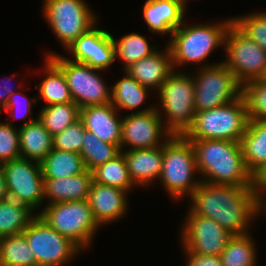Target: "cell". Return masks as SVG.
Returning a JSON list of instances; mask_svg holds the SVG:
<instances>
[{
    "mask_svg": "<svg viewBox=\"0 0 266 266\" xmlns=\"http://www.w3.org/2000/svg\"><path fill=\"white\" fill-rule=\"evenodd\" d=\"M119 111L111 104L80 108V119L89 132L99 140L117 145L121 149L122 118Z\"/></svg>",
    "mask_w": 266,
    "mask_h": 266,
    "instance_id": "cell-18",
    "label": "cell"
},
{
    "mask_svg": "<svg viewBox=\"0 0 266 266\" xmlns=\"http://www.w3.org/2000/svg\"><path fill=\"white\" fill-rule=\"evenodd\" d=\"M15 76L13 74V76H11L10 78H8L7 80L11 82V78L13 79ZM1 81H4L3 86H1L0 84V107L2 109V111L5 109L6 104L8 102L9 96L15 92L16 90L13 89L10 84H7V81L5 79H2ZM6 81V82H5Z\"/></svg>",
    "mask_w": 266,
    "mask_h": 266,
    "instance_id": "cell-42",
    "label": "cell"
},
{
    "mask_svg": "<svg viewBox=\"0 0 266 266\" xmlns=\"http://www.w3.org/2000/svg\"><path fill=\"white\" fill-rule=\"evenodd\" d=\"M36 257V266H64L81 249L51 228L38 214L22 232Z\"/></svg>",
    "mask_w": 266,
    "mask_h": 266,
    "instance_id": "cell-11",
    "label": "cell"
},
{
    "mask_svg": "<svg viewBox=\"0 0 266 266\" xmlns=\"http://www.w3.org/2000/svg\"><path fill=\"white\" fill-rule=\"evenodd\" d=\"M194 148L184 136L172 135L163 145L160 182L172 199L190 196L201 183ZM195 177V178H194ZM194 178V179H193Z\"/></svg>",
    "mask_w": 266,
    "mask_h": 266,
    "instance_id": "cell-4",
    "label": "cell"
},
{
    "mask_svg": "<svg viewBox=\"0 0 266 266\" xmlns=\"http://www.w3.org/2000/svg\"><path fill=\"white\" fill-rule=\"evenodd\" d=\"M8 199V192L6 188V181L3 169L0 165V201Z\"/></svg>",
    "mask_w": 266,
    "mask_h": 266,
    "instance_id": "cell-43",
    "label": "cell"
},
{
    "mask_svg": "<svg viewBox=\"0 0 266 266\" xmlns=\"http://www.w3.org/2000/svg\"><path fill=\"white\" fill-rule=\"evenodd\" d=\"M173 1H176L178 3H180L185 9H187V2H189V0H173Z\"/></svg>",
    "mask_w": 266,
    "mask_h": 266,
    "instance_id": "cell-45",
    "label": "cell"
},
{
    "mask_svg": "<svg viewBox=\"0 0 266 266\" xmlns=\"http://www.w3.org/2000/svg\"><path fill=\"white\" fill-rule=\"evenodd\" d=\"M44 65L46 77L35 86L38 97L46 102L44 106L74 102L63 71L49 57Z\"/></svg>",
    "mask_w": 266,
    "mask_h": 266,
    "instance_id": "cell-26",
    "label": "cell"
},
{
    "mask_svg": "<svg viewBox=\"0 0 266 266\" xmlns=\"http://www.w3.org/2000/svg\"><path fill=\"white\" fill-rule=\"evenodd\" d=\"M248 14L232 17L233 24L266 52V12Z\"/></svg>",
    "mask_w": 266,
    "mask_h": 266,
    "instance_id": "cell-36",
    "label": "cell"
},
{
    "mask_svg": "<svg viewBox=\"0 0 266 266\" xmlns=\"http://www.w3.org/2000/svg\"><path fill=\"white\" fill-rule=\"evenodd\" d=\"M249 118L243 96L222 106L196 112L192 126L183 135L188 140L223 139L240 142Z\"/></svg>",
    "mask_w": 266,
    "mask_h": 266,
    "instance_id": "cell-6",
    "label": "cell"
},
{
    "mask_svg": "<svg viewBox=\"0 0 266 266\" xmlns=\"http://www.w3.org/2000/svg\"><path fill=\"white\" fill-rule=\"evenodd\" d=\"M66 50L71 55L68 59L102 71L116 60L112 34L95 26L79 36Z\"/></svg>",
    "mask_w": 266,
    "mask_h": 266,
    "instance_id": "cell-16",
    "label": "cell"
},
{
    "mask_svg": "<svg viewBox=\"0 0 266 266\" xmlns=\"http://www.w3.org/2000/svg\"><path fill=\"white\" fill-rule=\"evenodd\" d=\"M21 157L19 132L12 122H0V165Z\"/></svg>",
    "mask_w": 266,
    "mask_h": 266,
    "instance_id": "cell-38",
    "label": "cell"
},
{
    "mask_svg": "<svg viewBox=\"0 0 266 266\" xmlns=\"http://www.w3.org/2000/svg\"><path fill=\"white\" fill-rule=\"evenodd\" d=\"M259 213H265L266 214V196L260 201V209Z\"/></svg>",
    "mask_w": 266,
    "mask_h": 266,
    "instance_id": "cell-44",
    "label": "cell"
},
{
    "mask_svg": "<svg viewBox=\"0 0 266 266\" xmlns=\"http://www.w3.org/2000/svg\"><path fill=\"white\" fill-rule=\"evenodd\" d=\"M37 118L54 136L80 119V107L75 102L44 106Z\"/></svg>",
    "mask_w": 266,
    "mask_h": 266,
    "instance_id": "cell-30",
    "label": "cell"
},
{
    "mask_svg": "<svg viewBox=\"0 0 266 266\" xmlns=\"http://www.w3.org/2000/svg\"><path fill=\"white\" fill-rule=\"evenodd\" d=\"M251 234L233 235L219 255L222 266H256L257 249Z\"/></svg>",
    "mask_w": 266,
    "mask_h": 266,
    "instance_id": "cell-32",
    "label": "cell"
},
{
    "mask_svg": "<svg viewBox=\"0 0 266 266\" xmlns=\"http://www.w3.org/2000/svg\"><path fill=\"white\" fill-rule=\"evenodd\" d=\"M127 193L118 187L92 181L87 200L100 226L116 222L125 215L128 208Z\"/></svg>",
    "mask_w": 266,
    "mask_h": 266,
    "instance_id": "cell-17",
    "label": "cell"
},
{
    "mask_svg": "<svg viewBox=\"0 0 266 266\" xmlns=\"http://www.w3.org/2000/svg\"><path fill=\"white\" fill-rule=\"evenodd\" d=\"M89 170L69 177L44 178V198L47 204L88 199L92 183Z\"/></svg>",
    "mask_w": 266,
    "mask_h": 266,
    "instance_id": "cell-22",
    "label": "cell"
},
{
    "mask_svg": "<svg viewBox=\"0 0 266 266\" xmlns=\"http://www.w3.org/2000/svg\"><path fill=\"white\" fill-rule=\"evenodd\" d=\"M223 50L226 60L221 62L232 71L242 86L260 79L266 67V52L233 23L226 33Z\"/></svg>",
    "mask_w": 266,
    "mask_h": 266,
    "instance_id": "cell-12",
    "label": "cell"
},
{
    "mask_svg": "<svg viewBox=\"0 0 266 266\" xmlns=\"http://www.w3.org/2000/svg\"><path fill=\"white\" fill-rule=\"evenodd\" d=\"M91 173L92 179L96 183L118 187L128 192L135 186L129 176L127 164L122 152L113 159L93 169Z\"/></svg>",
    "mask_w": 266,
    "mask_h": 266,
    "instance_id": "cell-33",
    "label": "cell"
},
{
    "mask_svg": "<svg viewBox=\"0 0 266 266\" xmlns=\"http://www.w3.org/2000/svg\"><path fill=\"white\" fill-rule=\"evenodd\" d=\"M124 155L129 176L137 186L146 188L159 180L163 162V146L151 149L121 151Z\"/></svg>",
    "mask_w": 266,
    "mask_h": 266,
    "instance_id": "cell-21",
    "label": "cell"
},
{
    "mask_svg": "<svg viewBox=\"0 0 266 266\" xmlns=\"http://www.w3.org/2000/svg\"><path fill=\"white\" fill-rule=\"evenodd\" d=\"M37 214L82 251L89 248L100 227L87 199L45 204V208Z\"/></svg>",
    "mask_w": 266,
    "mask_h": 266,
    "instance_id": "cell-7",
    "label": "cell"
},
{
    "mask_svg": "<svg viewBox=\"0 0 266 266\" xmlns=\"http://www.w3.org/2000/svg\"><path fill=\"white\" fill-rule=\"evenodd\" d=\"M20 97L22 99H20ZM37 101H38V99L36 97L31 98V100H30V98L28 96H26L24 93H22V92L20 93L19 91H15L9 96V99H8V102L6 104L4 111L9 114V117L12 116L13 120L26 119V118H28L27 115L29 114V115H31L29 117V121H35L37 119L32 117L31 107L35 106ZM21 104H23V105H21Z\"/></svg>",
    "mask_w": 266,
    "mask_h": 266,
    "instance_id": "cell-39",
    "label": "cell"
},
{
    "mask_svg": "<svg viewBox=\"0 0 266 266\" xmlns=\"http://www.w3.org/2000/svg\"><path fill=\"white\" fill-rule=\"evenodd\" d=\"M154 52L151 56L140 59L132 64L125 71L142 86L149 89L161 88L163 82L174 71L172 64V54L170 48L165 46V50Z\"/></svg>",
    "mask_w": 266,
    "mask_h": 266,
    "instance_id": "cell-19",
    "label": "cell"
},
{
    "mask_svg": "<svg viewBox=\"0 0 266 266\" xmlns=\"http://www.w3.org/2000/svg\"><path fill=\"white\" fill-rule=\"evenodd\" d=\"M240 145L246 167L252 174L266 163V120H249Z\"/></svg>",
    "mask_w": 266,
    "mask_h": 266,
    "instance_id": "cell-25",
    "label": "cell"
},
{
    "mask_svg": "<svg viewBox=\"0 0 266 266\" xmlns=\"http://www.w3.org/2000/svg\"><path fill=\"white\" fill-rule=\"evenodd\" d=\"M171 137L156 109L122 117L121 151L160 147Z\"/></svg>",
    "mask_w": 266,
    "mask_h": 266,
    "instance_id": "cell-15",
    "label": "cell"
},
{
    "mask_svg": "<svg viewBox=\"0 0 266 266\" xmlns=\"http://www.w3.org/2000/svg\"><path fill=\"white\" fill-rule=\"evenodd\" d=\"M251 189L260 202L266 195V163L251 174ZM265 191V192H264Z\"/></svg>",
    "mask_w": 266,
    "mask_h": 266,
    "instance_id": "cell-40",
    "label": "cell"
},
{
    "mask_svg": "<svg viewBox=\"0 0 266 266\" xmlns=\"http://www.w3.org/2000/svg\"><path fill=\"white\" fill-rule=\"evenodd\" d=\"M120 152L121 149L117 145L99 140L95 134L85 130L80 155L86 170L92 171L113 159Z\"/></svg>",
    "mask_w": 266,
    "mask_h": 266,
    "instance_id": "cell-34",
    "label": "cell"
},
{
    "mask_svg": "<svg viewBox=\"0 0 266 266\" xmlns=\"http://www.w3.org/2000/svg\"><path fill=\"white\" fill-rule=\"evenodd\" d=\"M201 66L192 74L195 112L222 106L242 96V85L222 62Z\"/></svg>",
    "mask_w": 266,
    "mask_h": 266,
    "instance_id": "cell-8",
    "label": "cell"
},
{
    "mask_svg": "<svg viewBox=\"0 0 266 266\" xmlns=\"http://www.w3.org/2000/svg\"><path fill=\"white\" fill-rule=\"evenodd\" d=\"M203 183L251 186L240 142L223 139L190 140Z\"/></svg>",
    "mask_w": 266,
    "mask_h": 266,
    "instance_id": "cell-2",
    "label": "cell"
},
{
    "mask_svg": "<svg viewBox=\"0 0 266 266\" xmlns=\"http://www.w3.org/2000/svg\"><path fill=\"white\" fill-rule=\"evenodd\" d=\"M249 120H266V82L253 80L242 86Z\"/></svg>",
    "mask_w": 266,
    "mask_h": 266,
    "instance_id": "cell-35",
    "label": "cell"
},
{
    "mask_svg": "<svg viewBox=\"0 0 266 266\" xmlns=\"http://www.w3.org/2000/svg\"><path fill=\"white\" fill-rule=\"evenodd\" d=\"M112 40L115 48V59H119L123 63V71L140 59L151 56L158 48L148 43L146 37L139 33H128L119 40L115 39L112 34ZM157 48V49H156Z\"/></svg>",
    "mask_w": 266,
    "mask_h": 266,
    "instance_id": "cell-29",
    "label": "cell"
},
{
    "mask_svg": "<svg viewBox=\"0 0 266 266\" xmlns=\"http://www.w3.org/2000/svg\"><path fill=\"white\" fill-rule=\"evenodd\" d=\"M189 212L215 220L232 235L250 233L260 202L251 186H235L201 182L190 195Z\"/></svg>",
    "mask_w": 266,
    "mask_h": 266,
    "instance_id": "cell-1",
    "label": "cell"
},
{
    "mask_svg": "<svg viewBox=\"0 0 266 266\" xmlns=\"http://www.w3.org/2000/svg\"><path fill=\"white\" fill-rule=\"evenodd\" d=\"M185 72L174 70L157 91L161 107L159 108V105L157 107L156 104V110L165 128L177 136H183L188 131L196 114L193 76Z\"/></svg>",
    "mask_w": 266,
    "mask_h": 266,
    "instance_id": "cell-5",
    "label": "cell"
},
{
    "mask_svg": "<svg viewBox=\"0 0 266 266\" xmlns=\"http://www.w3.org/2000/svg\"><path fill=\"white\" fill-rule=\"evenodd\" d=\"M111 86V104L120 112L121 110H131L132 113H143L156 109V105L147 106L138 111L140 106L145 103L148 91L151 90L142 86L136 79L124 71V77ZM135 110V111H133Z\"/></svg>",
    "mask_w": 266,
    "mask_h": 266,
    "instance_id": "cell-24",
    "label": "cell"
},
{
    "mask_svg": "<svg viewBox=\"0 0 266 266\" xmlns=\"http://www.w3.org/2000/svg\"><path fill=\"white\" fill-rule=\"evenodd\" d=\"M84 0H43V16L67 49L97 24L96 15Z\"/></svg>",
    "mask_w": 266,
    "mask_h": 266,
    "instance_id": "cell-10",
    "label": "cell"
},
{
    "mask_svg": "<svg viewBox=\"0 0 266 266\" xmlns=\"http://www.w3.org/2000/svg\"><path fill=\"white\" fill-rule=\"evenodd\" d=\"M181 232V245L185 253L219 256L233 236L215 220L188 214Z\"/></svg>",
    "mask_w": 266,
    "mask_h": 266,
    "instance_id": "cell-14",
    "label": "cell"
},
{
    "mask_svg": "<svg viewBox=\"0 0 266 266\" xmlns=\"http://www.w3.org/2000/svg\"><path fill=\"white\" fill-rule=\"evenodd\" d=\"M85 130L82 120L79 119L61 133L53 136V149L80 153Z\"/></svg>",
    "mask_w": 266,
    "mask_h": 266,
    "instance_id": "cell-37",
    "label": "cell"
},
{
    "mask_svg": "<svg viewBox=\"0 0 266 266\" xmlns=\"http://www.w3.org/2000/svg\"><path fill=\"white\" fill-rule=\"evenodd\" d=\"M232 17L210 24H193L187 26L185 20L173 31L167 44L172 54V64L177 71L182 65L203 63L213 50L224 48V40ZM179 65V66H178ZM177 67V68H176Z\"/></svg>",
    "mask_w": 266,
    "mask_h": 266,
    "instance_id": "cell-3",
    "label": "cell"
},
{
    "mask_svg": "<svg viewBox=\"0 0 266 266\" xmlns=\"http://www.w3.org/2000/svg\"><path fill=\"white\" fill-rule=\"evenodd\" d=\"M45 57H49L63 71L73 101L80 108L111 103V86L98 73L102 70L53 52L46 53Z\"/></svg>",
    "mask_w": 266,
    "mask_h": 266,
    "instance_id": "cell-9",
    "label": "cell"
},
{
    "mask_svg": "<svg viewBox=\"0 0 266 266\" xmlns=\"http://www.w3.org/2000/svg\"><path fill=\"white\" fill-rule=\"evenodd\" d=\"M43 178L78 175L86 170L80 153L52 149L40 162Z\"/></svg>",
    "mask_w": 266,
    "mask_h": 266,
    "instance_id": "cell-27",
    "label": "cell"
},
{
    "mask_svg": "<svg viewBox=\"0 0 266 266\" xmlns=\"http://www.w3.org/2000/svg\"><path fill=\"white\" fill-rule=\"evenodd\" d=\"M5 175L8 199L28 206L36 212L44 202V178L41 164L17 158L1 164Z\"/></svg>",
    "mask_w": 266,
    "mask_h": 266,
    "instance_id": "cell-13",
    "label": "cell"
},
{
    "mask_svg": "<svg viewBox=\"0 0 266 266\" xmlns=\"http://www.w3.org/2000/svg\"><path fill=\"white\" fill-rule=\"evenodd\" d=\"M260 80L266 82V67L264 68V72H263V74L261 75Z\"/></svg>",
    "mask_w": 266,
    "mask_h": 266,
    "instance_id": "cell-46",
    "label": "cell"
},
{
    "mask_svg": "<svg viewBox=\"0 0 266 266\" xmlns=\"http://www.w3.org/2000/svg\"><path fill=\"white\" fill-rule=\"evenodd\" d=\"M186 266H222L220 256L185 253Z\"/></svg>",
    "mask_w": 266,
    "mask_h": 266,
    "instance_id": "cell-41",
    "label": "cell"
},
{
    "mask_svg": "<svg viewBox=\"0 0 266 266\" xmlns=\"http://www.w3.org/2000/svg\"><path fill=\"white\" fill-rule=\"evenodd\" d=\"M0 266H36V257L23 233L0 238Z\"/></svg>",
    "mask_w": 266,
    "mask_h": 266,
    "instance_id": "cell-31",
    "label": "cell"
},
{
    "mask_svg": "<svg viewBox=\"0 0 266 266\" xmlns=\"http://www.w3.org/2000/svg\"><path fill=\"white\" fill-rule=\"evenodd\" d=\"M142 15L148 30L160 35L169 34L170 38L185 20L186 9L173 0H146Z\"/></svg>",
    "mask_w": 266,
    "mask_h": 266,
    "instance_id": "cell-20",
    "label": "cell"
},
{
    "mask_svg": "<svg viewBox=\"0 0 266 266\" xmlns=\"http://www.w3.org/2000/svg\"><path fill=\"white\" fill-rule=\"evenodd\" d=\"M22 158L41 162L53 149V136L37 120L25 121L18 129Z\"/></svg>",
    "mask_w": 266,
    "mask_h": 266,
    "instance_id": "cell-23",
    "label": "cell"
},
{
    "mask_svg": "<svg viewBox=\"0 0 266 266\" xmlns=\"http://www.w3.org/2000/svg\"><path fill=\"white\" fill-rule=\"evenodd\" d=\"M37 214L15 200L0 201V238L21 234Z\"/></svg>",
    "mask_w": 266,
    "mask_h": 266,
    "instance_id": "cell-28",
    "label": "cell"
}]
</instances>
